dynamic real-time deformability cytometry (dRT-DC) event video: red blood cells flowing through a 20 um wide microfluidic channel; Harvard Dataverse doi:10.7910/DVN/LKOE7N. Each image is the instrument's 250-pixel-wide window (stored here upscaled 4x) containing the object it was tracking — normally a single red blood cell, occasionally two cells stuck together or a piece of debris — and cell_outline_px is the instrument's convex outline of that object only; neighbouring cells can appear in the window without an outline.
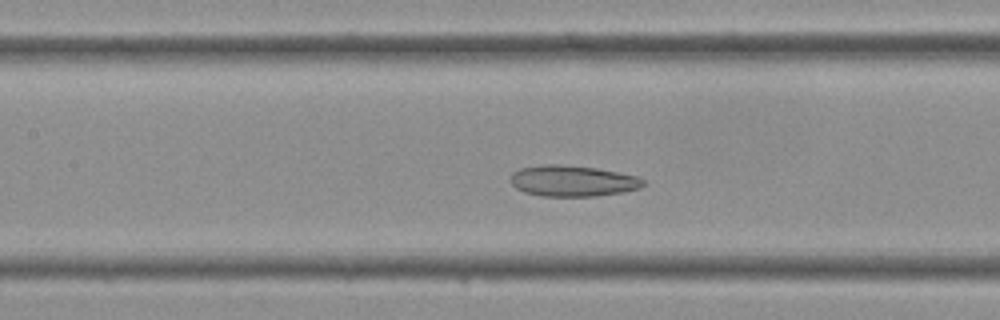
{"species": "Egyptian fruit bat (a non-hibernating species)", "species_latin": "Rousettus aegyptiacus", "temperature_condition": "cold", "stored_images_in_passage": 32, "camera_frame_rate_fps": 3000, "um_per_image_px": 0.085, "frame": {"image": 1, "passage_image": 9, "time_ms": 2.667, "image_size_px": [1000, 320], "cell_outline_px": [[644, 184], [640, 188], [620, 192], [596, 196], [540, 196], [524, 192], [516, 188], [512, 184], [512, 172], [520, 168], [544, 164], [560, 164], [596, 168], [636, 176], [644, 180]], "centroid_in_image_um": [48.64, 15.37], "position_along_channel_um": 158.8, "area_um2": 23.81}}
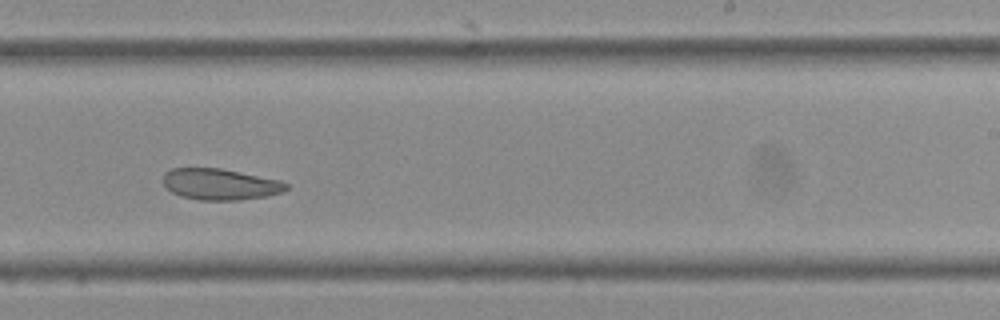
{"frame": {"image": 2, "passage_image": 16, "time_ms": 5.0, "image_size_px": [1000, 320], "cell_outline_px": [[288, 188], [284, 192], [264, 196], [240, 200], [200, 200], [180, 196], [172, 192], [164, 184], [164, 172], [172, 168], [220, 168], [280, 180], [288, 184]], "centroid_in_image_um": [18.72, 15.66], "position_along_channel_um": 270.3, "area_um2": 22.31}}
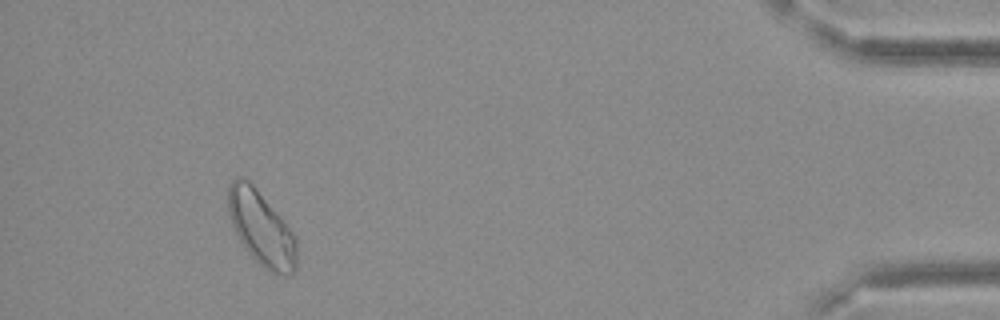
{"frame": {"image": 3, "passage_image": 29, "time_ms": 9.333, "image_size_px": [1000, 320], "cell_outline_px": [[296, 268], [288, 276], [284, 276], [272, 272], [264, 268], [248, 252], [240, 240], [232, 224], [228, 212], [228, 184], [236, 176], [240, 176], [248, 180], [252, 184], [284, 220], [296, 236]], "centroid_in_image_um": [22.21, 19.39], "position_along_channel_um": 413.0, "area_um2": 29.54}}